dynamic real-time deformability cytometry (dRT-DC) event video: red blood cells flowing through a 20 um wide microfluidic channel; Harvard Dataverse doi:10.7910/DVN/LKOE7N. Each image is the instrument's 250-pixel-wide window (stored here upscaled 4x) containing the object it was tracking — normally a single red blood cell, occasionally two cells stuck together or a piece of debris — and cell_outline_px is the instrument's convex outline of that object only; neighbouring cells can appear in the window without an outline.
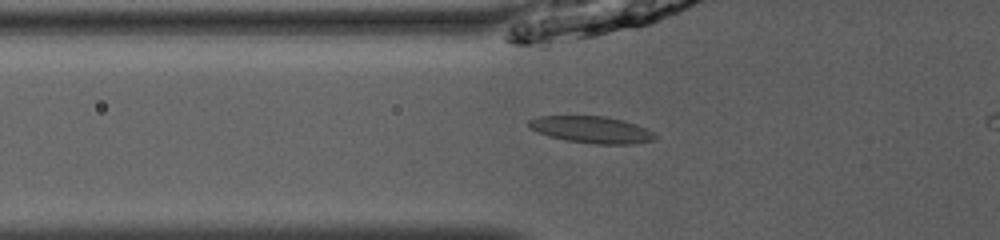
{"species": "common noctule bat (a hibernating species)", "species_latin": "Nyctalus noctula", "temperature_condition": "room temperature", "stored_images_in_passage": 31, "camera_frame_rate_fps": 3000, "um_per_image_px": 0.085, "animal": {"sex": "male", "body_mass_g": 13.0, "forearm_length_mm": 53.1}, "frame": {"image": 1, "passage_image": 2, "time_ms": 0.333, "image_size_px": [1000, 240], "cell_outline_px": [[656, 140], [636, 144], [592, 144], [568, 140], [548, 136], [536, 132], [528, 124], [528, 120], [540, 116], [604, 116], [624, 120], [636, 124], [652, 132], [656, 136]], "centroid_in_image_um": [50.3, 11.03], "position_along_channel_um": 75.5, "area_um2": 19.71}}
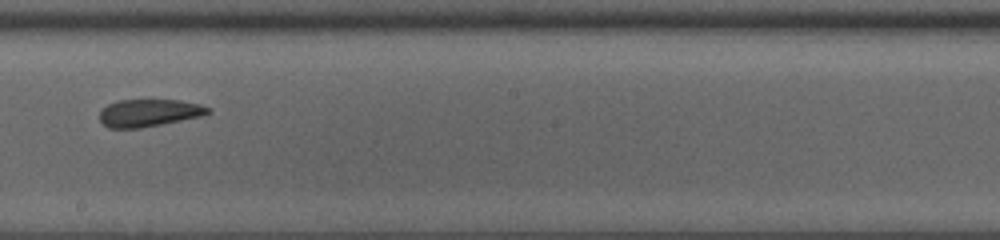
{"frame": {"image": 2, "passage_image": 14, "time_ms": 4.333, "image_size_px": [1000, 240], "cell_outline_px": [[212, 112], [200, 116], [140, 128], [108, 128], [100, 120], [100, 112], [108, 104], [120, 100], [180, 100], [200, 104], [212, 108]], "centroid_in_image_um": [12.68, 9.59], "position_along_channel_um": 235.5, "area_um2": 17.17}}
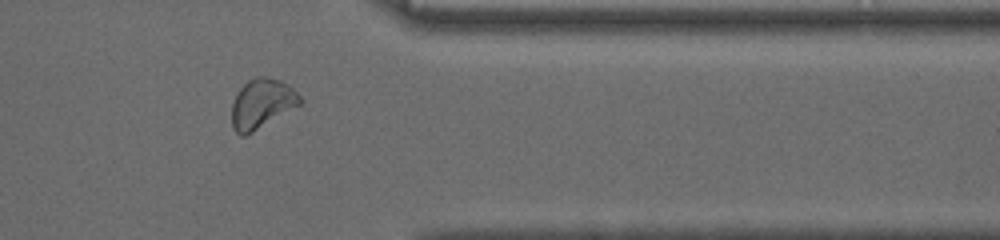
{"frame": {"image": 3, "passage_image": 26, "time_ms": 8.333, "image_size_px": [1000, 240], "cell_outline_px": [[304, 100], [300, 104], [252, 132], [244, 136], [240, 136], [232, 128], [232, 104], [236, 92], [248, 80], [256, 76], [268, 76], [280, 80], [288, 84]], "centroid_in_image_um": [22.23, 8.78], "position_along_channel_um": 389.2, "area_um2": 19.65}}